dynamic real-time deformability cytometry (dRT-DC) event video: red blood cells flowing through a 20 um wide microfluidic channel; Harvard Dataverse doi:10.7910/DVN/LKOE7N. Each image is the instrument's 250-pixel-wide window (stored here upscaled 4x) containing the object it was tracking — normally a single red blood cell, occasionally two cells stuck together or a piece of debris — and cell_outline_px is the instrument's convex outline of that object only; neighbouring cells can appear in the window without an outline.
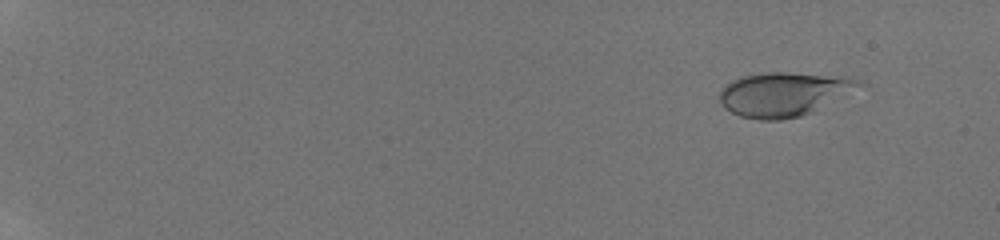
{"species": "human", "species_latin": "Homo sapiens", "temperature_condition": "room temperature", "stored_images_in_passage": 53, "camera_frame_rate_fps": 3000, "um_per_image_px": 0.085, "donor": {"sex": "male"}, "frame": {"image": 1, "passage_image": 6, "time_ms": 1.667, "image_size_px": [1000, 240], "cell_outline_px": [[860, 84], [812, 112], [800, 116], [780, 120], [760, 120], [740, 116], [724, 108], [720, 104], [720, 92], [724, 84], [732, 80], [744, 76], [764, 72], [788, 72], [848, 76], [860, 80]], "centroid_in_image_um": [66.51, 7.99], "position_along_channel_um": 18.5, "area_um2": 35.26}}
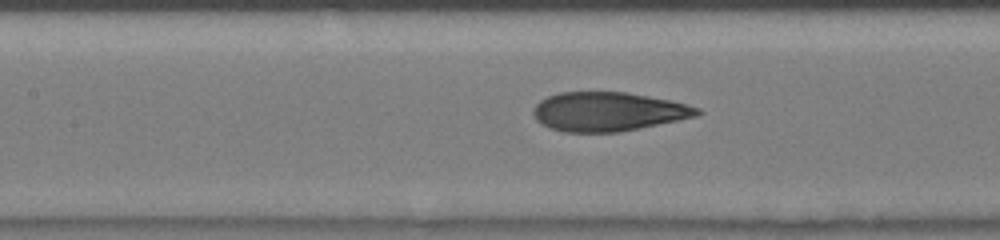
{"frame": {"image": 2, "passage_image": 29, "time_ms": 9.333, "image_size_px": [1000, 240], "cell_outline_px": [[704, 112], [696, 116], [620, 132], [564, 132], [548, 128], [540, 124], [536, 120], [532, 112], [532, 108], [540, 100], [548, 96], [560, 92], [624, 92], [672, 100], [688, 104], [700, 108]], "centroid_in_image_um": [51.67, 9.49], "position_along_channel_um": 155.7, "area_um2": 37.45}}
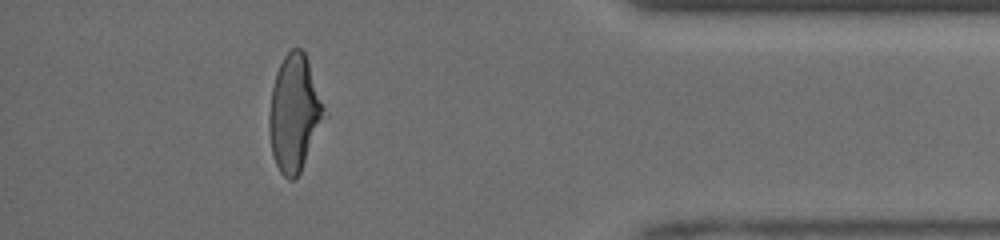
{"frame": {"image": 3, "passage_image": 49, "time_ms": 16.0, "image_size_px": [1000, 240], "cell_outline_px": [[328, 116], [300, 172], [292, 180], [288, 180], [280, 172], [276, 164], [272, 152], [268, 128], [268, 116], [272, 88], [276, 72], [284, 56], [292, 48], [300, 48], [304, 52], [308, 60], [328, 112]], "centroid_in_image_um": [25.06, 9.63], "position_along_channel_um": 410.1, "area_um2": 37.92}, "authors_computed_cell_mechanics": {"area_um2": 37.281, "velocity_mm_per_s": 4.2138, "shape_relaxation_time_tau1_ms": 5.6988, "shape_relaxation_time_tau2_ms": 0.7082, "deformation_change_tau1": 0.2325, "deformation_change_tau2": 0.0626}}